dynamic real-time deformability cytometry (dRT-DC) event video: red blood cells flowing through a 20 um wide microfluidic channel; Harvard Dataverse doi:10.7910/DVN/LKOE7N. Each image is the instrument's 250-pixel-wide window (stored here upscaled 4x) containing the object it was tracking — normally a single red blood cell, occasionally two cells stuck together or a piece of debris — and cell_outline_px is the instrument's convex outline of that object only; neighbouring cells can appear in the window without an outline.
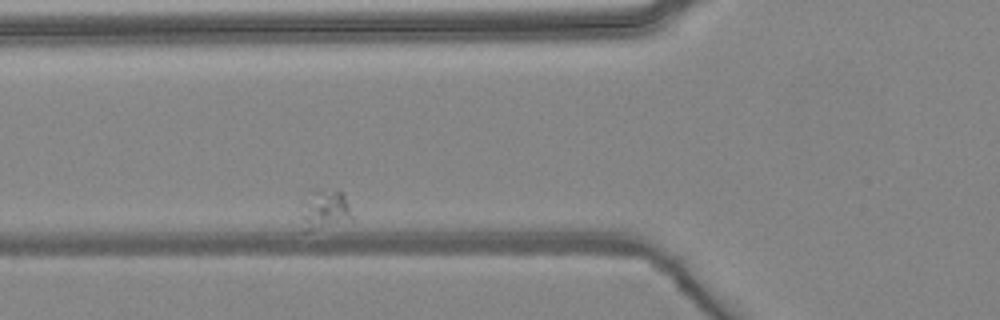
{"species": "common noctule bat (a hibernating species)", "species_latin": "Nyctalus noctula", "temperature_condition": "warm", "stored_images_in_passage": 5, "camera_frame_rate_fps": 3000, "um_per_image_px": 0.085, "animal": {"sex": "female", "body_mass_g": 24.6, "forearm_length_mm": 56.2}, "frame": {"image": 1, "passage_image": 5, "time_ms": 6.0, "image_size_px": [1000, 320], "cell_outline_px": [[352, 220], [308, 232], [304, 232], [300, 200], [312, 188], [316, 188], [340, 192], [344, 196], [348, 204], [352, 216]], "centroid_in_image_um": [27.53, 17.8], "position_along_channel_um": 98.3, "area_um2": 12.14}}